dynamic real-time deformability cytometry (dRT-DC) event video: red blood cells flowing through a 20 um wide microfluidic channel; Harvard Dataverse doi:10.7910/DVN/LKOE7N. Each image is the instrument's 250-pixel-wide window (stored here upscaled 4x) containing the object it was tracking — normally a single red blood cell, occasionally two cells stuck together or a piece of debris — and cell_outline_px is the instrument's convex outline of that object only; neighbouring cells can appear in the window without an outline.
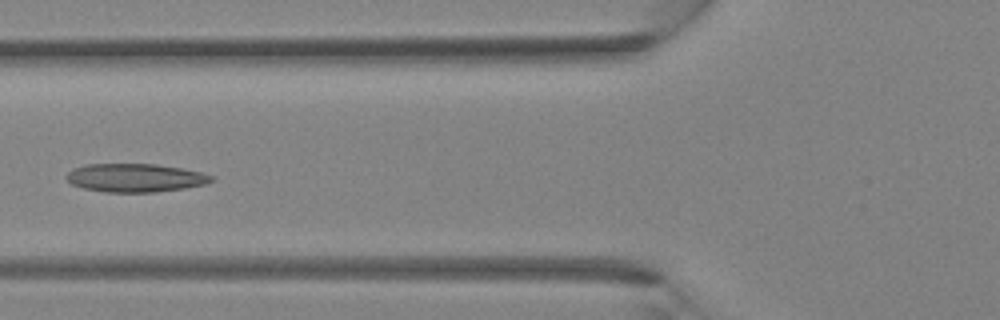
{"species": "Egyptian fruit bat (a non-hibernating species)", "species_latin": "Rousettus aegyptiacus", "temperature_condition": "room temperature", "stored_images_in_passage": 31, "camera_frame_rate_fps": 3000, "um_per_image_px": 0.085, "animal": {"sex": "female"}, "frame": {"image": 1, "passage_image": 8, "time_ms": 2.333, "image_size_px": [1000, 320], "cell_outline_px": [[216, 180], [204, 184], [184, 188], [156, 192], [104, 192], [84, 188], [72, 184], [64, 176], [72, 168], [84, 164], [156, 164], [180, 168], [200, 172], [216, 176]], "centroid_in_image_um": [11.49, 15.11], "position_along_channel_um": 114.3, "area_um2": 24.1}}
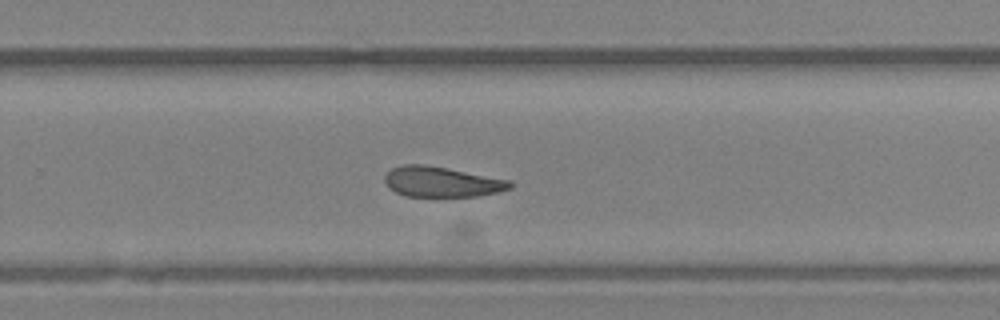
{"frame": {"image": 2, "passage_image": 18, "time_ms": 5.667, "image_size_px": [1000, 320], "cell_outline_px": [[516, 184], [512, 188], [500, 192], [480, 196], [404, 196], [388, 188], [384, 180], [384, 176], [392, 168], [400, 164], [424, 164], [448, 168], [512, 180]], "centroid_in_image_um": [37.59, 15.45], "position_along_channel_um": 292.2, "area_um2": 22.54}}
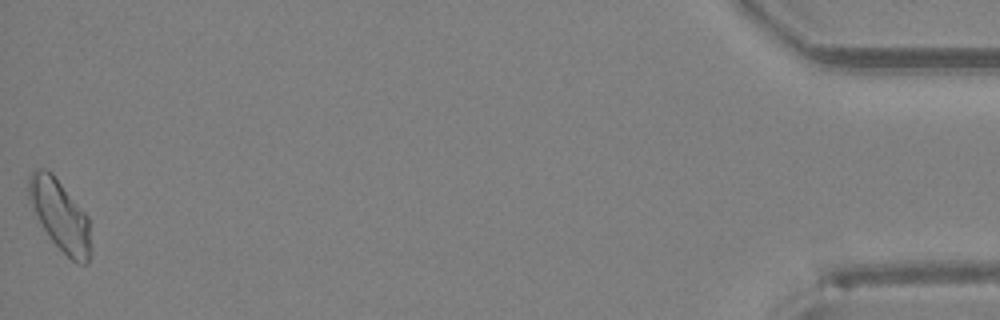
{"frame": {"image": 3, "passage_image": 31, "time_ms": 10.0, "image_size_px": [1000, 320], "cell_outline_px": [[92, 252], [88, 264], [80, 264], [72, 260], [52, 240], [44, 228], [32, 204], [28, 192], [28, 180], [32, 172], [36, 168], [44, 168], [52, 172], [88, 216], [92, 248]], "centroid_in_image_um": [5.16, 18.31], "position_along_channel_um": 430.0, "area_um2": 25.26}}